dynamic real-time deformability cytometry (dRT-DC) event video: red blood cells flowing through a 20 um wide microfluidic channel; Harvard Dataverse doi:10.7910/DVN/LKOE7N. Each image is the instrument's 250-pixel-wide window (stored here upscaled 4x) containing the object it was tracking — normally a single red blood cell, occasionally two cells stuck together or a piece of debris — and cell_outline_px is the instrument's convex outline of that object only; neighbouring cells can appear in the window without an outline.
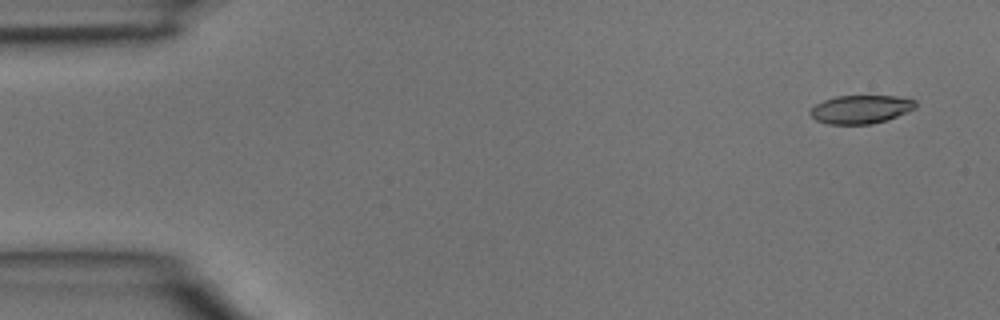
{"species": "common noctule bat (a hibernating species)", "species_latin": "Nyctalus noctula", "temperature_condition": "room temperature", "stored_images_in_passage": 4, "camera_frame_rate_fps": 3000, "um_per_image_px": 0.085, "animal": {"sex": "male", "body_mass_g": 15.6}, "frame": {"image": 1, "passage_image": 1, "time_ms": 0.0, "image_size_px": [1000, 320], "cell_outline_px": [[916, 108], [888, 120], [872, 124], [828, 124], [816, 120], [808, 112], [816, 104], [824, 100], [836, 96], [900, 96], [916, 100]], "centroid_in_image_um": [73.19, 9.29], "position_along_channel_um": 11.8, "area_um2": 17.51}}